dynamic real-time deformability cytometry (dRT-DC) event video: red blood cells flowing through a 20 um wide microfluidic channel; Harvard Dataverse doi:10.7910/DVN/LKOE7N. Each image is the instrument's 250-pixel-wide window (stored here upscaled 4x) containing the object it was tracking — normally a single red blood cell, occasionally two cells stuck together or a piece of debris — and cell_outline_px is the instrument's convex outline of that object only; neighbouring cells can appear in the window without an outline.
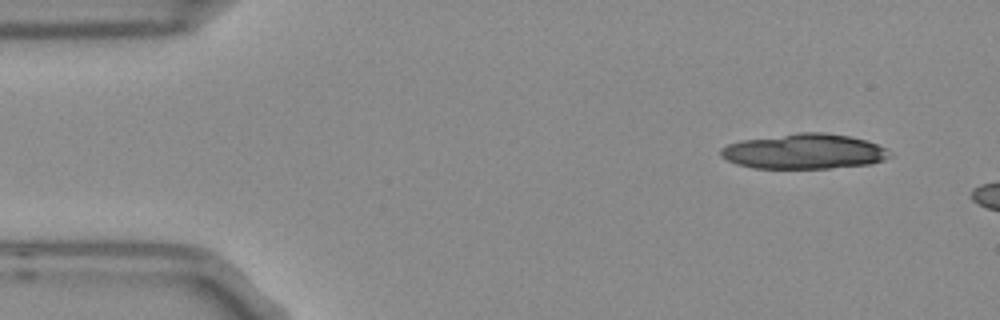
{"species": "Egyptian fruit bat (a non-hibernating species)", "species_latin": "Rousettus aegyptiacus", "temperature_condition": "room temperature", "stored_images_in_passage": 3, "camera_frame_rate_fps": 3000, "um_per_image_px": 0.085, "frame": {"image": 1, "passage_image": 1, "time_ms": 0.0, "image_size_px": [1000, 320], "cell_outline_px": [[892, 156], [884, 160], [872, 164], [828, 168], [752, 168], [736, 164], [720, 156], [720, 148], [728, 144], [740, 140], [800, 132], [824, 132], [848, 136], [868, 140], [884, 148]], "centroid_in_image_um": [68.33, 12.87], "position_along_channel_um": 16.7, "area_um2": 34.68}}